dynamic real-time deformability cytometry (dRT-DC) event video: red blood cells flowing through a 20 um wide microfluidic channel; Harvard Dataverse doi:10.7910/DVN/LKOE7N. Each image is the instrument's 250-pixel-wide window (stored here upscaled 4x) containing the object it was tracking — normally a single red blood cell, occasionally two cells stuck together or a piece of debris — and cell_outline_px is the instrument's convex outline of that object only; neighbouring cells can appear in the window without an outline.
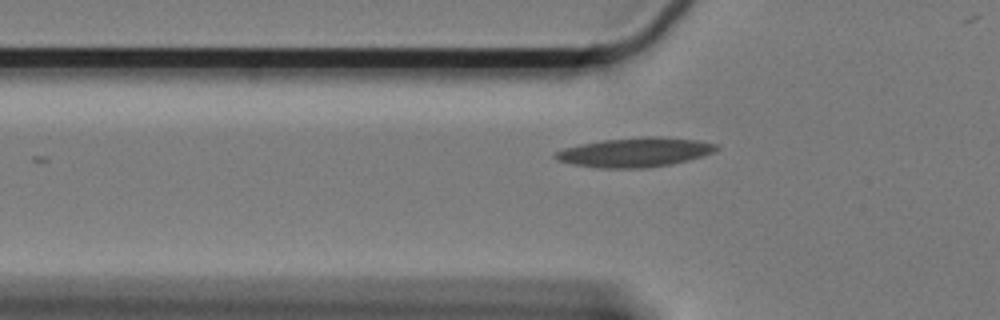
{"species": "Egyptian fruit bat (a non-hibernating species)", "species_latin": "Rousettus aegyptiacus", "temperature_condition": "cold", "stored_images_in_passage": 21, "camera_frame_rate_fps": 3000, "um_per_image_px": 0.085, "animal": {"sex": "female"}, "frame": {"image": 1, "passage_image": 3, "time_ms": 0.667, "image_size_px": [1000, 320], "cell_outline_px": [[720, 148], [716, 152], [704, 156], [672, 164], [648, 168], [600, 168], [572, 164], [556, 160], [552, 156], [556, 152], [564, 148], [580, 144], [600, 140], [640, 136], [660, 136], [700, 140], [716, 144]], "centroid_in_image_um": [54.01, 12.93], "position_along_channel_um": 71.8, "area_um2": 28.03}}
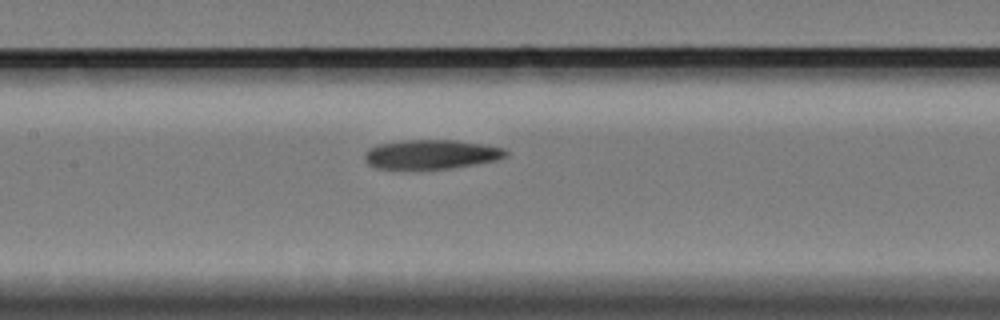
{"frame": {"image": 2, "passage_image": 12, "time_ms": 3.667, "image_size_px": [1000, 320], "cell_outline_px": [[508, 156], [496, 160], [476, 164], [448, 168], [376, 168], [368, 164], [364, 160], [364, 152], [368, 148], [380, 144], [404, 140], [456, 140], [484, 144], [504, 148], [508, 152]], "centroid_in_image_um": [36.66, 13.1], "position_along_channel_um": 170.7, "area_um2": 23.99}}
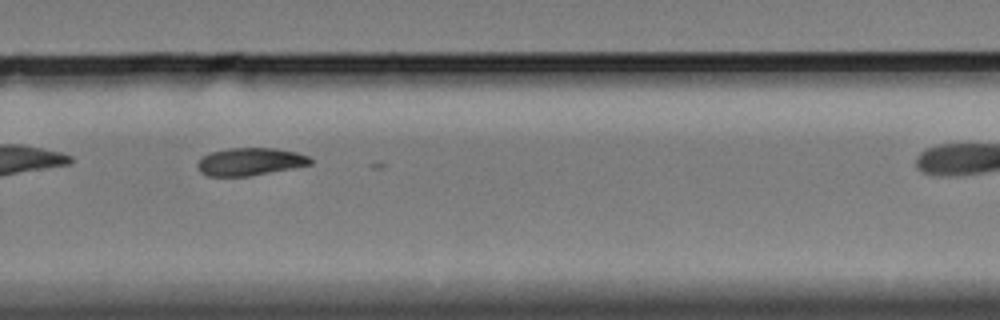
{"frame": {"image": 3, "passage_image": 19, "time_ms": 6.0, "image_size_px": [1000, 320], "cell_outline_px": [[312, 164], [292, 168], [248, 176], [208, 176], [200, 172], [196, 168], [196, 164], [208, 152], [228, 148], [276, 148], [296, 152], [308, 156], [312, 160]], "centroid_in_image_um": [21.22, 13.73], "position_along_channel_um": 308.6, "area_um2": 18.21}}